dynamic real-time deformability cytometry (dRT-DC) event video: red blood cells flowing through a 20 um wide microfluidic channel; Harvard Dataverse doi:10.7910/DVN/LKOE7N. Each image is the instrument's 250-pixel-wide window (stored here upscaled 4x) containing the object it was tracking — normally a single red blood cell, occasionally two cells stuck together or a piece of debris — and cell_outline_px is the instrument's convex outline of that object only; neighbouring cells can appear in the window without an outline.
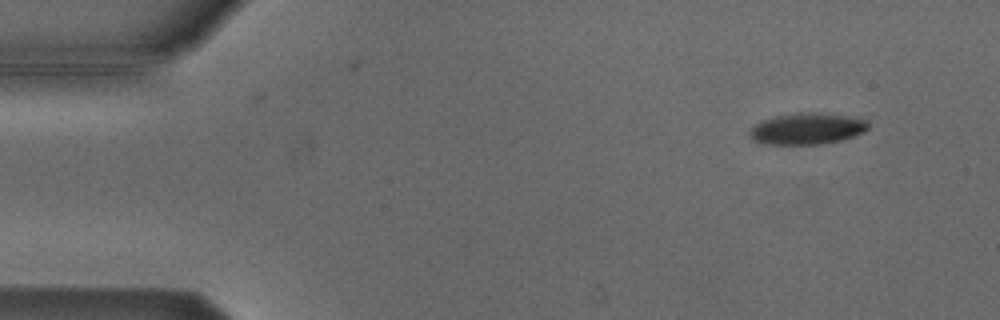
{"species": "Egyptian fruit bat (a non-hibernating species)", "species_latin": "Rousettus aegyptiacus", "temperature_condition": "cold", "stored_images_in_passage": 5, "camera_frame_rate_fps": 3000, "um_per_image_px": 0.085, "animal": {"sex": "male"}, "frame": {"image": 1, "passage_image": 1, "time_ms": 0.0, "image_size_px": [1000, 320], "cell_outline_px": [[868, 128], [864, 132], [856, 136], [840, 140], [820, 144], [764, 144], [752, 140], [748, 136], [748, 132], [760, 120], [776, 116], [800, 112], [812, 112], [848, 116], [868, 120]], "centroid_in_image_um": [68.58, 10.94], "position_along_channel_um": 16.4, "area_um2": 21.79}}